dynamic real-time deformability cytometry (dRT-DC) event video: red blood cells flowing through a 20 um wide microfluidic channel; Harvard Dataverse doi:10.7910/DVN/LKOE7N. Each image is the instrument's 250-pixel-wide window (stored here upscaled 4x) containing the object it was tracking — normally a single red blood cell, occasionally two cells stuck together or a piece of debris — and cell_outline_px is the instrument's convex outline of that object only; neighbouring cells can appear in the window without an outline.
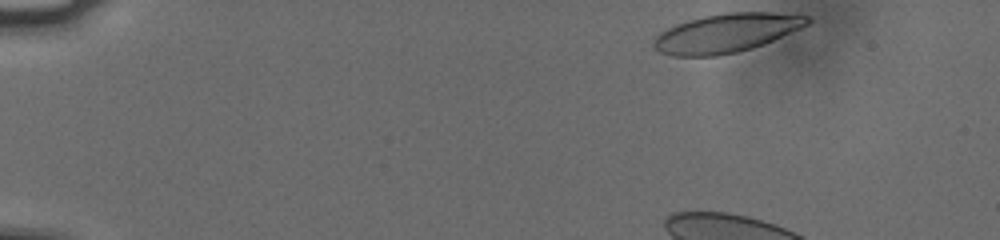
{"species": "human", "species_latin": "Homo sapiens", "temperature_condition": "cold", "stored_images_in_passage": 40, "camera_frame_rate_fps": 3000, "um_per_image_px": 0.085, "donor": {"sex": "male"}, "frame": {"image": 1, "passage_image": 1, "time_ms": 0.0, "image_size_px": [1000, 240], "cell_outline_px": [[812, 20], [808, 24], [800, 28], [764, 44], [752, 48], [736, 52], [716, 56], [672, 56], [660, 52], [652, 44], [656, 36], [660, 32], [676, 24], [688, 20], [704, 16], [728, 12], [772, 12], [808, 16]], "centroid_in_image_um": [61.73, 2.81], "position_along_channel_um": 23.3, "area_um2": 34.56}}